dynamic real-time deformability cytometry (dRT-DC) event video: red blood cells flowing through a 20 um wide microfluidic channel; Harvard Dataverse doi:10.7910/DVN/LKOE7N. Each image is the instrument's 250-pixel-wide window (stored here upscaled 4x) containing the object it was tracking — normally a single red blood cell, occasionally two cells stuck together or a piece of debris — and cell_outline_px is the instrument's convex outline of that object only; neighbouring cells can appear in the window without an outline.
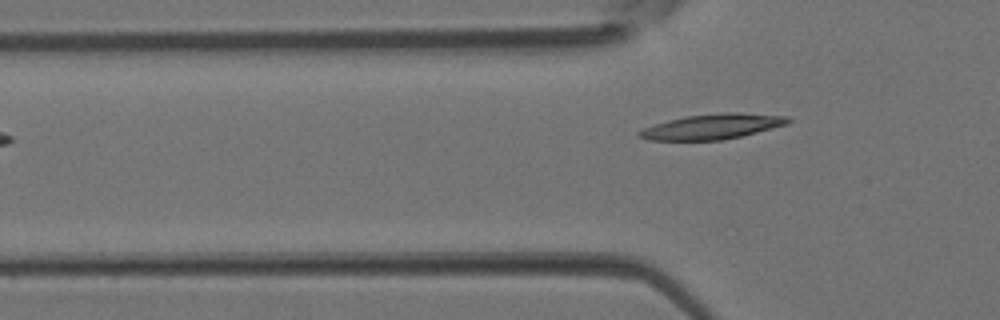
{"species": "Egyptian fruit bat (a non-hibernating species)", "species_latin": "Rousettus aegyptiacus", "temperature_condition": "room temperature", "stored_images_in_passage": 5, "segment_of_instrument_passage": [2, 2], "camera_frame_rate_fps": 3000, "um_per_image_px": 0.085, "animal": {"sex": "female"}, "frame": {"image": 1, "passage_image": 5, "time_ms": 1.333, "image_size_px": [1000, 320], "cell_outline_px": [[792, 120], [788, 124], [740, 136], [720, 140], [648, 140], [636, 136], [636, 132], [644, 128], [668, 120], [684, 116], [724, 112], [736, 112], [788, 116]], "centroid_in_image_um": [60.53, 10.75], "position_along_channel_um": 65.3, "area_um2": 21.79}}